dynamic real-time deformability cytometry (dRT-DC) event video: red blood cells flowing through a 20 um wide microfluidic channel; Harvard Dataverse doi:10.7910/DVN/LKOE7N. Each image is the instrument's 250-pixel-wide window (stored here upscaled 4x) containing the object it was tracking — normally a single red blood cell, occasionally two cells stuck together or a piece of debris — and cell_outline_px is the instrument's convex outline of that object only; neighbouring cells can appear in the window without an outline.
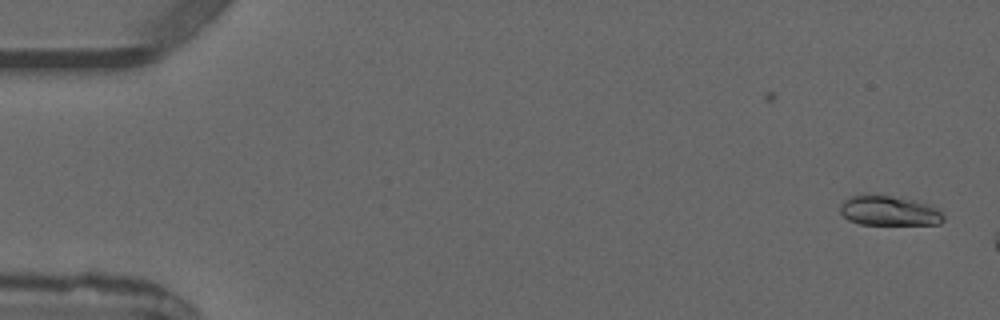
{"species": "common noctule bat (a hibernating species)", "species_latin": "Nyctalus noctula", "temperature_condition": "warm", "stored_images_in_passage": 2, "camera_frame_rate_fps": 3000, "um_per_image_px": 0.085, "animal": {"sex": "male", "forearm_length_mm": 52.5}, "frame": {"image": 1, "passage_image": 1, "time_ms": 0.0, "image_size_px": [1000, 320], "cell_outline_px": [[944, 220], [940, 224], [860, 224], [848, 220], [840, 212], [840, 204], [848, 196], [864, 192], [892, 196], [916, 200], [940, 208], [944, 216]], "centroid_in_image_um": [75.55, 17.88], "position_along_channel_um": 9.4, "area_um2": 18.55}}